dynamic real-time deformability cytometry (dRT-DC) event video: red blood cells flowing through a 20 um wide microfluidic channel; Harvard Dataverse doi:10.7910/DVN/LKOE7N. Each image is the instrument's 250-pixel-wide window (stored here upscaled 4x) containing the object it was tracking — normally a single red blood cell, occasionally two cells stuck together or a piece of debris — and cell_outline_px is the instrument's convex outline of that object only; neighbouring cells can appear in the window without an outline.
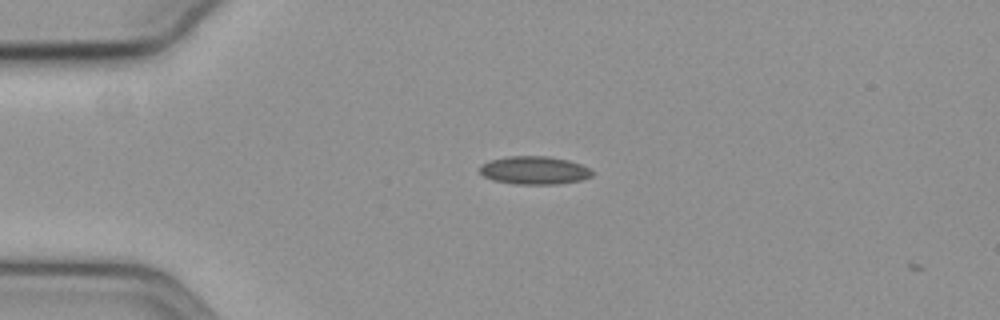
{"species": "common noctule bat (a hibernating species)", "species_latin": "Nyctalus noctula", "temperature_condition": "cold", "stored_images_in_passage": 5, "camera_frame_rate_fps": 3000, "um_per_image_px": 0.085, "animal": {"sex": "female", "body_mass_g": 19.3, "forearm_length_mm": 54.1}, "frame": {"image": 1, "passage_image": 3, "time_ms": 0.667, "image_size_px": [1000, 320], "cell_outline_px": [[596, 172], [592, 176], [580, 180], [556, 184], [512, 184], [492, 180], [484, 176], [480, 172], [480, 164], [488, 160], [508, 156], [548, 156], [568, 160], [580, 164]], "centroid_in_image_um": [45.39, 14.47], "position_along_channel_um": 39.6, "area_um2": 18.55}}